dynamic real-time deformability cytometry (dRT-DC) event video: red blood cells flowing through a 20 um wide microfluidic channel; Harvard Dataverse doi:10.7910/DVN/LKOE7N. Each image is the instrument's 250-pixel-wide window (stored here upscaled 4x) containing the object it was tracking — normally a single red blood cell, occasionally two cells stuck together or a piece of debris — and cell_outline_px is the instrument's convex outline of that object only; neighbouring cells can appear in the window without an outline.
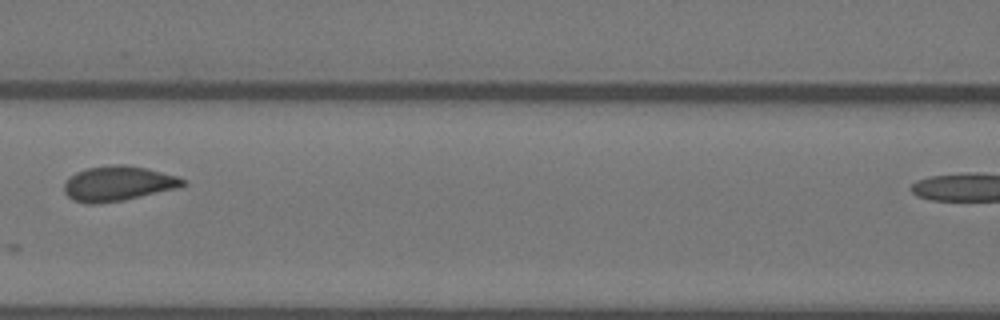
{"species": "Egyptian fruit bat (a non-hibernating species)", "species_latin": "Rousettus aegyptiacus", "temperature_condition": "warm", "stored_images_in_passage": 7, "segment_of_instrument_passage": [1, 2], "camera_frame_rate_fps": 3000, "um_per_image_px": 0.085, "animal": {"sex": "female"}, "frame": {"image": 1, "passage_image": 6, "time_ms": 1.667, "image_size_px": [1000, 320], "cell_outline_px": [[188, 184], [180, 188], [124, 200], [96, 204], [88, 204], [72, 200], [64, 192], [64, 184], [68, 176], [76, 172], [88, 168], [112, 164], [128, 164], [148, 168], [176, 176], [184, 180]], "centroid_in_image_um": [10.04, 15.6], "position_along_channel_um": 156.6, "area_um2": 24.51}}